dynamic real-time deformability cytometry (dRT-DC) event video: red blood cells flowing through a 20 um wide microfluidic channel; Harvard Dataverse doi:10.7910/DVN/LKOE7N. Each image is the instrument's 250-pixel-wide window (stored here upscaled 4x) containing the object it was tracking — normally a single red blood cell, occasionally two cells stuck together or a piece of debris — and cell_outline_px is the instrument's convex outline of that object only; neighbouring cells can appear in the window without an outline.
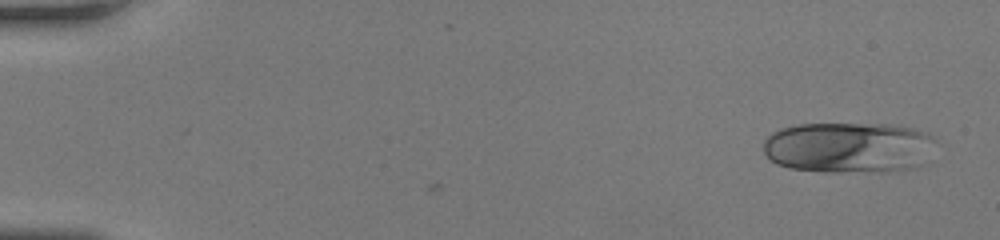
{"species": "human", "species_latin": "Homo sapiens", "temperature_condition": "room temperature", "stored_images_in_passage": 47, "camera_frame_rate_fps": 3000, "um_per_image_px": 0.085, "donor": {"sex": "female"}, "frame": {"image": 1, "passage_image": 1, "time_ms": 0.0, "image_size_px": [1000, 240], "cell_outline_px": [[940, 144], [916, 168], [884, 172], [824, 172], [788, 168], [776, 164], [764, 152], [764, 140], [772, 132], [780, 128], [796, 124], [888, 124], [912, 128], [928, 132]], "centroid_in_image_um": [72.18, 12.54], "position_along_channel_um": 12.8, "area_um2": 52.02}}
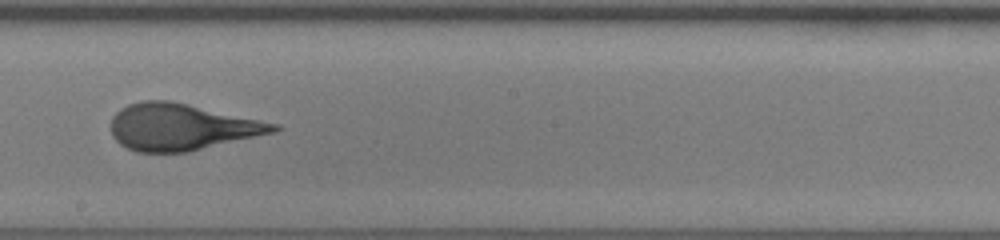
{"frame": {"image": 2, "passage_image": 27, "time_ms": 8.667, "image_size_px": [1000, 240], "cell_outline_px": [[280, 128], [276, 132], [188, 152], [136, 152], [120, 144], [112, 136], [112, 116], [120, 108], [128, 104], [144, 100], [168, 100], [188, 104], [280, 124]], "centroid_in_image_um": [15.42, 10.79], "position_along_channel_um": 232.8, "area_um2": 44.1}}
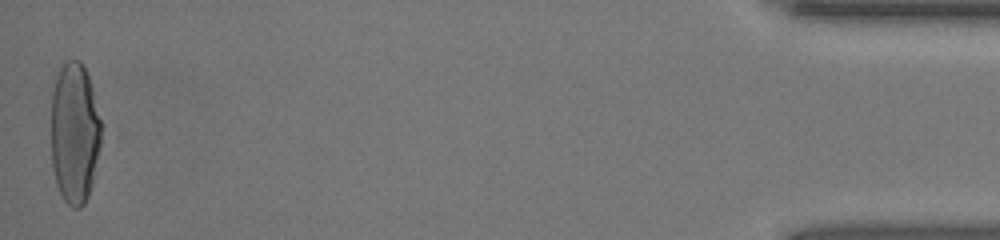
{"frame": {"image": 3, "passage_image": 47, "time_ms": 15.333, "image_size_px": [1000, 240], "cell_outline_px": [[104, 124], [92, 184], [88, 196], [84, 204], [80, 208], [72, 208], [64, 200], [56, 184], [52, 168], [52, 92], [56, 76], [60, 68], [68, 60], [80, 60], [84, 64]], "centroid_in_image_um": [6.36, 11.3], "position_along_channel_um": 428.8, "area_um2": 41.79}, "authors_computed_cell_mechanics": {"area_um2": 43.928, "velocity_mm_per_s": 4.2361, "shape_relaxation_time_tau1_ms": 4.6313, "shape_relaxation_time_tau2_ms": 0.7205, "deformation_change_tau1": 0.2433, "deformation_change_tau2": 0.0975}}